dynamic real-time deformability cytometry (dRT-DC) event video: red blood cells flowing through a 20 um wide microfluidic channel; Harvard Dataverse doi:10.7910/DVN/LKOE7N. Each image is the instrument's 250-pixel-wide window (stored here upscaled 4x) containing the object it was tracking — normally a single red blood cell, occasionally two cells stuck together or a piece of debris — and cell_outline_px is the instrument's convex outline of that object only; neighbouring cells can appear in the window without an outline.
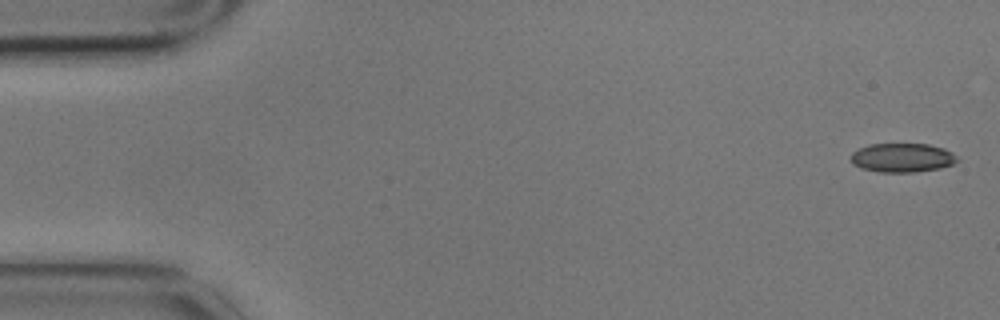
{"species": "common noctule bat (a hibernating species)", "species_latin": "Nyctalus noctula", "temperature_condition": "cold", "stored_images_in_passage": 6, "camera_frame_rate_fps": 3000, "um_per_image_px": 0.085, "animal": {"sex": "male", "body_mass_g": 17.9}, "frame": {"image": 1, "passage_image": 1, "time_ms": 0.0, "image_size_px": [1000, 320], "cell_outline_px": [[960, 160], [952, 164], [940, 168], [912, 172], [880, 172], [860, 168], [852, 164], [852, 152], [868, 144], [928, 144], [944, 148], [952, 152]], "centroid_in_image_um": [76.7, 13.4], "position_along_channel_um": 8.3, "area_um2": 17.98}}
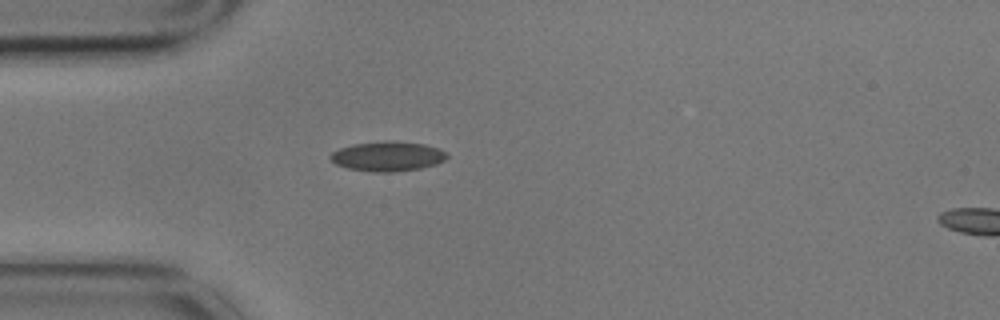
{"frame": {"image": 2, "passage_image": 5, "time_ms": 1.333, "image_size_px": [1000, 320], "cell_outline_px": [[448, 156], [444, 160], [436, 164], [420, 168], [396, 172], [372, 172], [348, 168], [336, 164], [328, 156], [332, 152], [340, 148], [352, 144], [384, 140], [392, 140], [424, 144], [440, 148], [448, 152]], "centroid_in_image_um": [32.96, 13.27], "position_along_channel_um": 52.0, "area_um2": 20.46}}